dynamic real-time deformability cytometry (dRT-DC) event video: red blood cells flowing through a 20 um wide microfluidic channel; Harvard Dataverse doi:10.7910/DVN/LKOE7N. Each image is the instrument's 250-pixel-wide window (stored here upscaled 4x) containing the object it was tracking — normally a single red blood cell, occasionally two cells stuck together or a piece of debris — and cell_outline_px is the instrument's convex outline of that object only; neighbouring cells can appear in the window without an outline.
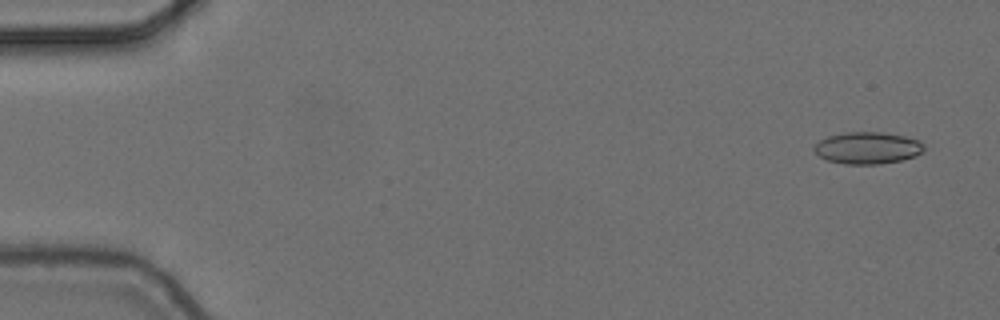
{"species": "common noctule bat (a hibernating species)", "species_latin": "Nyctalus noctula", "temperature_condition": "cold", "stored_images_in_passage": 4, "camera_frame_rate_fps": 3000, "um_per_image_px": 0.085, "animal": {"sex": "female", "body_mass_g": 24.6, "forearm_length_mm": 56.2}, "frame": {"image": 1, "passage_image": 1, "time_ms": 0.0, "image_size_px": [1000, 320], "cell_outline_px": [[924, 152], [916, 156], [900, 160], [880, 164], [844, 164], [828, 160], [820, 156], [812, 148], [820, 140], [828, 136], [844, 132], [884, 132], [904, 136], [920, 140], [924, 144]], "centroid_in_image_um": [73.77, 12.57], "position_along_channel_um": 11.2, "area_um2": 20.52}}